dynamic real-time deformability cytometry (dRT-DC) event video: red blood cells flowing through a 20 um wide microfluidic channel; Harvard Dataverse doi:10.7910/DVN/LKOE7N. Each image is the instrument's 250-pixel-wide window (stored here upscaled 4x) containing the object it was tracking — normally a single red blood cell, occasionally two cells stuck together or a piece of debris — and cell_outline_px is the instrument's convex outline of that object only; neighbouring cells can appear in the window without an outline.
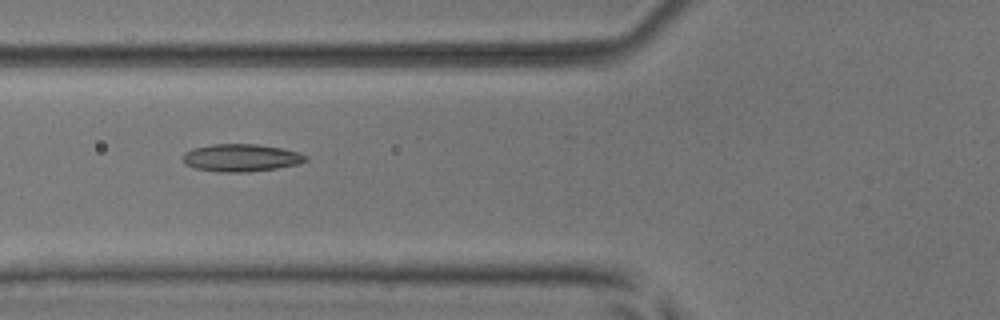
{"species": "common noctule bat (a hibernating species)", "species_latin": "Nyctalus noctula", "temperature_condition": "room temperature", "stored_images_in_passage": 7, "camera_frame_rate_fps": 3000, "um_per_image_px": 0.085, "animal": {"sex": "male", "body_mass_g": 17.9, "forearm_length_mm": 54.2}, "frame": {"image": 1, "passage_image": 5, "time_ms": 4.667, "image_size_px": [1000, 320], "cell_outline_px": [[308, 160], [296, 164], [276, 168], [244, 172], [220, 172], [196, 168], [184, 164], [184, 152], [192, 148], [212, 144], [256, 144], [280, 148], [300, 152], [308, 156]], "centroid_in_image_um": [20.49, 13.4], "position_along_channel_um": 105.3, "area_um2": 19.59}}
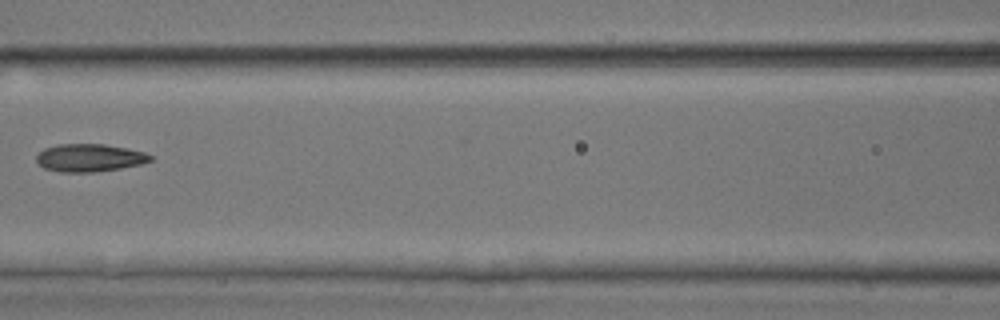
{"frame": {"image": 2, "passage_image": 6, "time_ms": 6.0, "image_size_px": [1000, 320], "cell_outline_px": [[152, 160], [140, 164], [120, 168], [96, 172], [60, 172], [44, 168], [36, 160], [36, 156], [44, 148], [60, 144], [104, 144], [128, 148], [144, 152], [152, 156]], "centroid_in_image_um": [7.61, 13.41], "position_along_channel_um": 159.0, "area_um2": 18.38}}
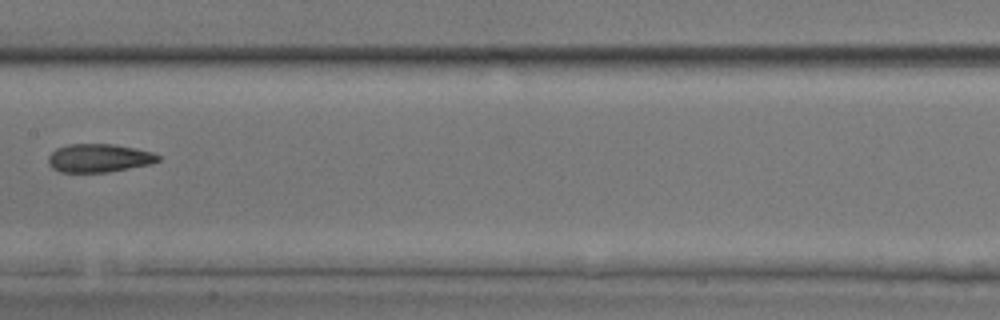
{"frame": {"image": 3, "passage_image": 7, "time_ms": 7.0, "image_size_px": [1000, 320], "cell_outline_px": [[160, 160], [152, 164], [108, 172], [60, 172], [52, 168], [48, 164], [48, 156], [56, 148], [68, 144], [112, 144], [136, 148], [152, 152], [160, 156]], "centroid_in_image_um": [8.41, 13.43], "position_along_channel_um": 199.0, "area_um2": 18.26}}